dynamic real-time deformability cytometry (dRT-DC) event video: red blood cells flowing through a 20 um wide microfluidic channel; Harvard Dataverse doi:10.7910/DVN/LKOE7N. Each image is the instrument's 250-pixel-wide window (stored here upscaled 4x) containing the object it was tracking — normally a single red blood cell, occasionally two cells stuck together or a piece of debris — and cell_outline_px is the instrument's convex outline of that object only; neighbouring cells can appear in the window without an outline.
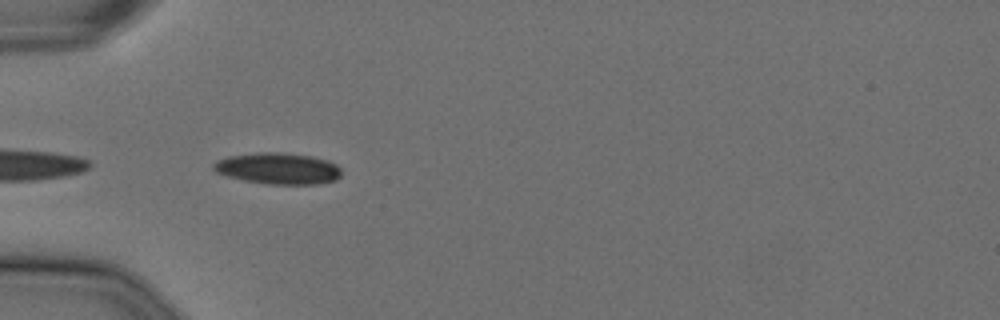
{"species": "Egyptian fruit bat (a non-hibernating species)", "species_latin": "Rousettus aegyptiacus", "temperature_condition": "cold", "stored_images_in_passage": 40, "camera_frame_rate_fps": 3000, "um_per_image_px": 0.085, "animal": {"sex": "female"}, "frame": {"image": 1, "passage_image": 2, "time_ms": 0.333, "image_size_px": [1000, 320], "cell_outline_px": [[340, 176], [336, 180], [316, 184], [268, 184], [244, 180], [228, 176], [216, 172], [212, 168], [212, 164], [216, 160], [228, 156], [260, 152], [276, 152], [312, 156], [328, 160], [336, 164], [340, 168]], "centroid_in_image_um": [23.62, 14.31], "position_along_channel_um": 61.4, "area_um2": 23.35}}
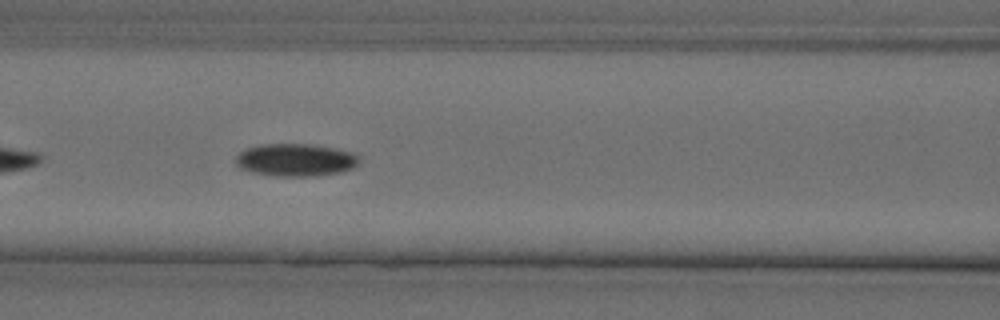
{"frame": {"image": 2, "passage_image": 9, "time_ms": 2.667, "image_size_px": [1000, 320], "cell_outline_px": [[360, 160], [352, 168], [340, 172], [316, 176], [276, 176], [252, 172], [240, 168], [236, 164], [236, 156], [240, 152], [248, 148], [260, 144], [312, 144], [356, 152], [360, 156]], "centroid_in_image_um": [25.16, 13.59], "position_along_channel_um": 141.4, "area_um2": 23.58}}
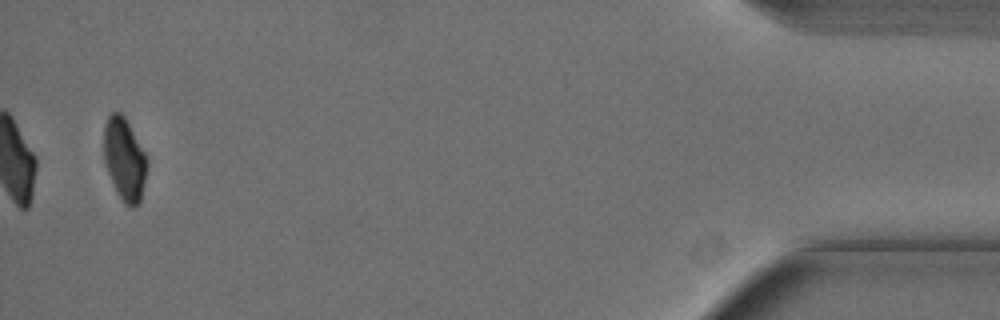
{"frame": {"image": 3, "passage_image": 39, "time_ms": 12.667, "image_size_px": [1000, 320], "cell_outline_px": [[148, 164], [140, 204], [136, 208], [132, 208], [124, 204], [116, 192], [108, 172], [104, 160], [104, 124], [108, 116], [112, 112], [120, 112], [124, 116], [144, 152], [148, 160]], "centroid_in_image_um": [10.58, 13.58], "position_along_channel_um": 424.6, "area_um2": 20.87}}